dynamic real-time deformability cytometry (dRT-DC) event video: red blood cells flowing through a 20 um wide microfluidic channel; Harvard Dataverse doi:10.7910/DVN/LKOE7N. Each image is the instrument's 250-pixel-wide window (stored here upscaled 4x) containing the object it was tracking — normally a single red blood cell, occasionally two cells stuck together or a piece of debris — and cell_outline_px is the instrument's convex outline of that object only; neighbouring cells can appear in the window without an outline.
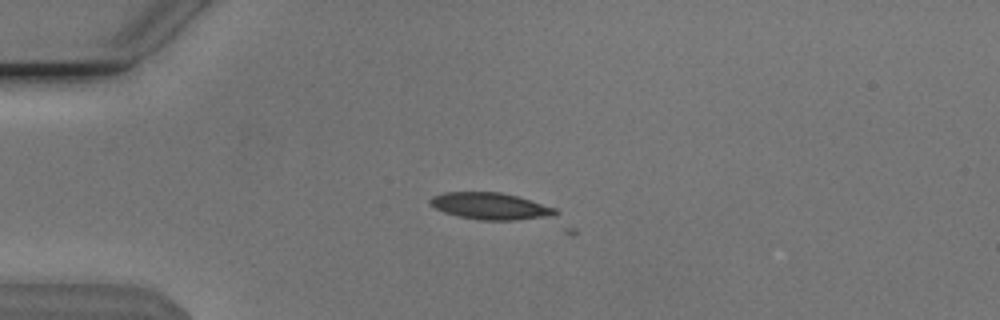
{"species": "Egyptian fruit bat (a non-hibernating species)", "species_latin": "Rousettus aegyptiacus", "temperature_condition": "cold", "stored_images_in_passage": 3, "camera_frame_rate_fps": 3000, "um_per_image_px": 0.085, "animal": {"sex": "male"}, "frame": {"image": 1, "passage_image": 1, "time_ms": 0.0, "image_size_px": [1000, 320], "cell_outline_px": [[580, 232], [572, 236], [476, 220], [444, 212], [428, 204], [428, 200], [432, 196], [444, 192], [500, 192], [516, 196], [556, 208]], "centroid_in_image_um": [42.84, 17.93], "position_along_channel_um": 42.2, "area_um2": 26.47}}